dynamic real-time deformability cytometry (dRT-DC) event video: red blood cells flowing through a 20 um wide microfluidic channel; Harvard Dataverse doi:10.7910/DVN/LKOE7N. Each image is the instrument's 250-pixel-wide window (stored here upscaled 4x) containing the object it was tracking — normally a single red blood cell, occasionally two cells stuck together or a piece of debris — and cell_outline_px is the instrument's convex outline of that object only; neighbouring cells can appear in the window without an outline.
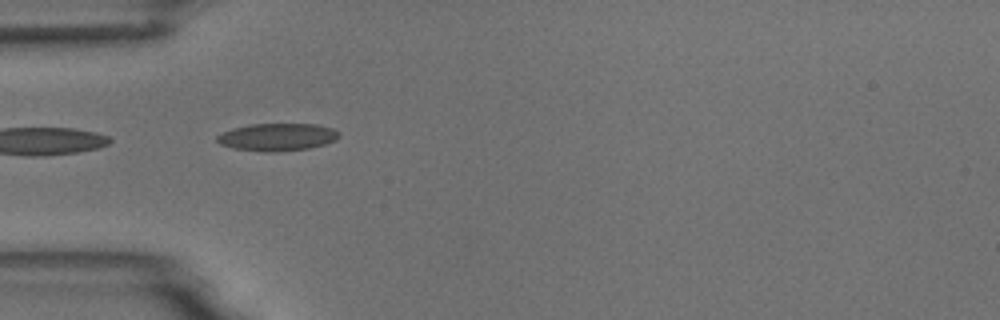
{"species": "common noctule bat (a hibernating species)", "species_latin": "Nyctalus noctula", "temperature_condition": "room temperature", "stored_images_in_passage": 6, "camera_frame_rate_fps": 3000, "um_per_image_px": 0.085, "animal": {"sex": "male", "body_mass_g": 18.8}, "frame": {"image": 1, "passage_image": 5, "time_ms": 4.667, "image_size_px": [1000, 320], "cell_outline_px": [[340, 136], [336, 140], [324, 144], [308, 148], [276, 152], [264, 152], [232, 148], [220, 144], [216, 140], [216, 136], [232, 128], [252, 124], [316, 124], [332, 128], [340, 132]], "centroid_in_image_um": [23.57, 11.65], "position_along_channel_um": 61.4, "area_um2": 19.59}}